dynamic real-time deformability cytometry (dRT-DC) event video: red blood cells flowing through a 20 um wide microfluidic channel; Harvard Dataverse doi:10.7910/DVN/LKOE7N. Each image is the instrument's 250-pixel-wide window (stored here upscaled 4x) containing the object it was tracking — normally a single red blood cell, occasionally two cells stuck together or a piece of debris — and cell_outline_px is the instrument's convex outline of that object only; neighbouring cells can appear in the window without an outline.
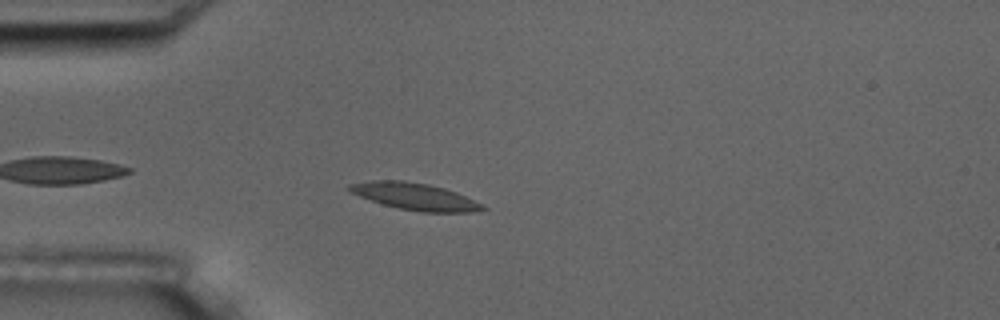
{"species": "common noctule bat (a hibernating species)", "species_latin": "Nyctalus noctula", "temperature_condition": "room temperature", "stored_images_in_passage": 5, "camera_frame_rate_fps": 3000, "um_per_image_px": 0.085, "animal": {"sex": "male", "body_mass_g": 17.5, "forearm_length_mm": 52.3}, "frame": {"image": 1, "passage_image": 4, "time_ms": 3.667, "image_size_px": [1000, 320], "cell_outline_px": [[488, 208], [476, 212], [420, 212], [400, 208], [384, 204], [348, 192], [348, 184], [372, 180], [404, 180], [428, 184], [444, 188], [456, 192], [484, 204]], "centroid_in_image_um": [35.3, 16.69], "position_along_channel_um": 49.7, "area_um2": 20.92}}